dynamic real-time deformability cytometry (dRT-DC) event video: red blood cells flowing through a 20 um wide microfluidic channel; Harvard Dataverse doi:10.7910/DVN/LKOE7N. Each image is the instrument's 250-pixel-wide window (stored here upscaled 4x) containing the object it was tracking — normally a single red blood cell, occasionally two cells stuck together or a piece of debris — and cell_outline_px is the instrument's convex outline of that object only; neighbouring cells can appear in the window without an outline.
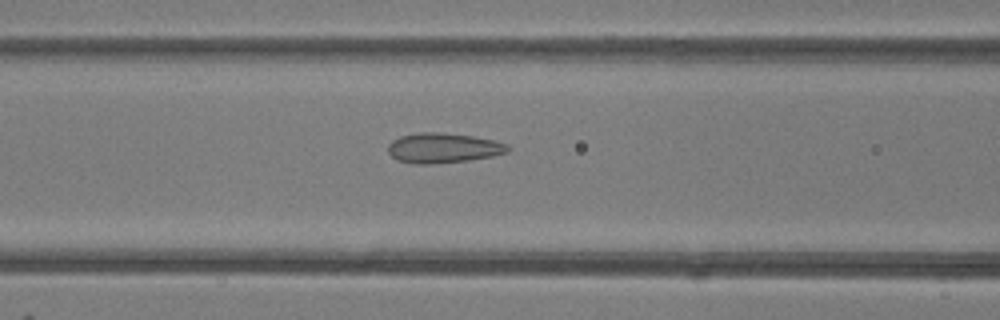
{"species": "common noctule bat (a hibernating species)", "species_latin": "Nyctalus noctula", "temperature_condition": "room temperature", "stored_images_in_passage": 49, "camera_frame_rate_fps": 3000, "um_per_image_px": 0.085, "animal": {"sex": "female"}, "frame": {"image": 1, "passage_image": 19, "time_ms": 6.0, "image_size_px": [1000, 320], "cell_outline_px": [[512, 148], [508, 152], [492, 156], [468, 160], [432, 164], [412, 164], [396, 160], [388, 152], [388, 144], [392, 140], [400, 136], [420, 132], [436, 132], [472, 136], [496, 140], [508, 144]], "centroid_in_image_um": [37.67, 12.58], "position_along_channel_um": 128.9, "area_um2": 21.1}}
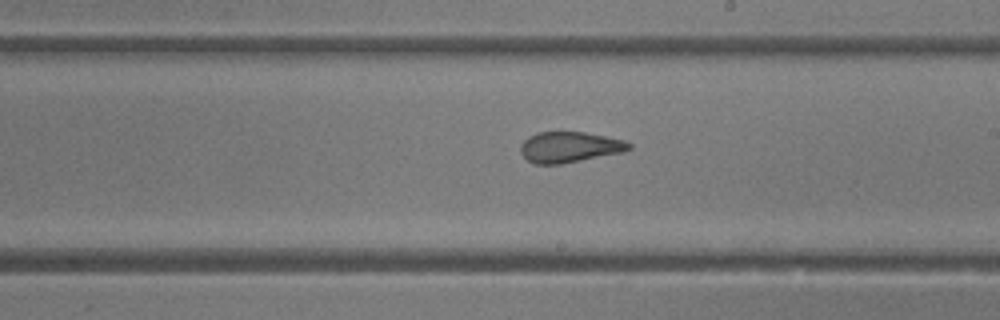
{"frame": {"image": 2, "passage_image": 27, "time_ms": 8.667, "image_size_px": [1000, 320], "cell_outline_px": [[632, 148], [624, 152], [560, 164], [536, 164], [528, 160], [520, 152], [520, 144], [528, 136], [536, 132], [584, 132], [624, 140], [632, 144]], "centroid_in_image_um": [48.4, 12.5], "position_along_channel_um": 240.6, "area_um2": 19.42}}
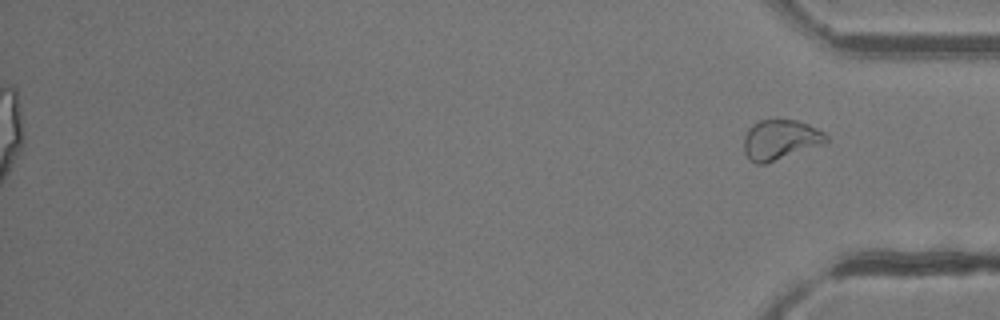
{"frame": {"image": 3, "passage_image": 49, "time_ms": 16.0, "image_size_px": [1000, 320], "cell_outline_px": [[828, 140], [820, 144], [764, 164], [756, 164], [748, 160], [744, 152], [744, 136], [748, 128], [752, 124], [760, 120], [796, 120], [808, 124], [824, 132], [828, 136]], "centroid_in_image_um": [66.26, 11.87], "position_along_channel_um": 368.9, "area_um2": 18.9}, "authors_computed_cell_mechanics": {"area_um2": 21.9062, "velocity_mm_per_s": 4.1957, "shape_relaxation_time_tau1_ms": null, "shape_relaxation_time_tau2_ms": 1.081, "deformation_change_tau1": null, "deformation_change_tau2": 0.0701}}